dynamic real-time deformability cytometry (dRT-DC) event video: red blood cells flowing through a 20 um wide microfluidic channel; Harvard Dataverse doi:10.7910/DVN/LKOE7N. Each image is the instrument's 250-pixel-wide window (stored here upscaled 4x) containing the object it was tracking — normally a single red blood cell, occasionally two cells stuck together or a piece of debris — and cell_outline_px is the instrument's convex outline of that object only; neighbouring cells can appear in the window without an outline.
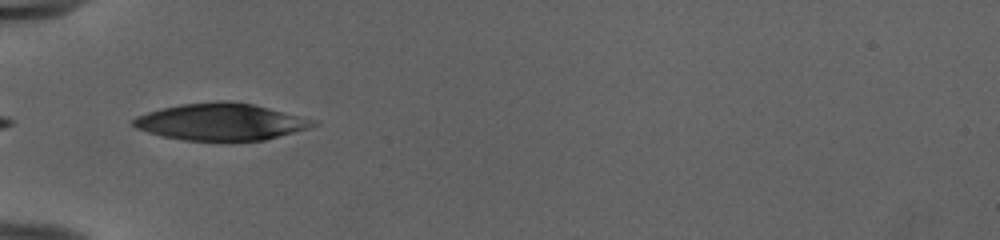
{"species": "human", "species_latin": "Homo sapiens", "temperature_condition": "cold", "stored_images_in_passage": 34, "camera_frame_rate_fps": 3000, "um_per_image_px": 0.085, "donor": {"sex": "female"}, "frame": {"image": 1, "passage_image": 1, "time_ms": 0.0, "image_size_px": [1000, 240], "cell_outline_px": [[320, 124], [308, 128], [264, 140], [184, 140], [160, 136], [136, 128], [132, 124], [132, 120], [136, 116], [148, 112], [180, 104], [216, 100], [220, 100], [252, 104], [316, 120]], "centroid_in_image_um": [18.75, 10.35], "position_along_channel_um": 66.2, "area_um2": 38.32}}
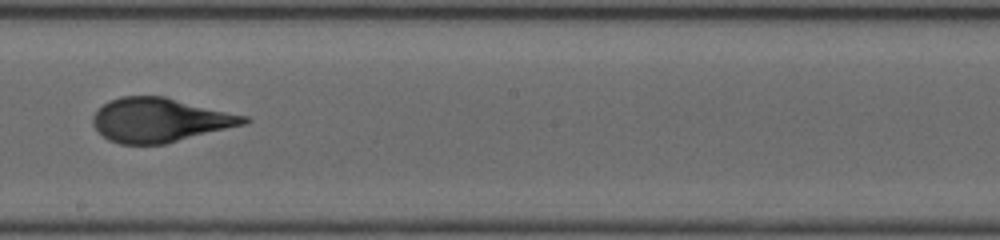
{"frame": {"image": 2, "passage_image": 14, "time_ms": 4.333, "image_size_px": [1000, 240], "cell_outline_px": [[252, 120], [248, 124], [164, 144], [120, 144], [108, 140], [92, 124], [92, 116], [108, 100], [120, 96], [164, 96], [248, 116]], "centroid_in_image_um": [13.62, 10.2], "position_along_channel_um": 234.6, "area_um2": 38.96}}
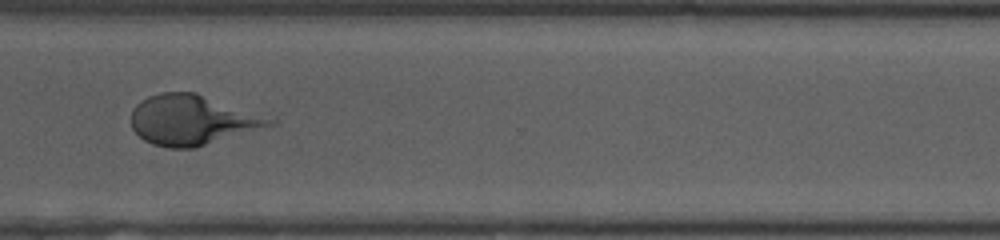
{"frame": {"image": 3, "passage_image": 23, "time_ms": 7.333, "image_size_px": [1000, 240], "cell_outline_px": [[276, 124], [196, 148], [168, 148], [152, 144], [144, 140], [132, 128], [132, 108], [140, 100], [148, 96], [160, 92], [196, 92], [276, 116]], "centroid_in_image_um": [16.44, 10.18], "position_along_channel_um": 354.2, "area_um2": 41.38}, "authors_computed_cell_mechanics": {"area_um2": 39.2173, "velocity_mm_per_s": 3.9868, "shape_relaxation_time_tau1_ms": 4.8958, "shape_relaxation_time_tau2_ms": 0.9347, "deformation_change_tau1": 0.2063, "deformation_change_tau2": 0.0831}}